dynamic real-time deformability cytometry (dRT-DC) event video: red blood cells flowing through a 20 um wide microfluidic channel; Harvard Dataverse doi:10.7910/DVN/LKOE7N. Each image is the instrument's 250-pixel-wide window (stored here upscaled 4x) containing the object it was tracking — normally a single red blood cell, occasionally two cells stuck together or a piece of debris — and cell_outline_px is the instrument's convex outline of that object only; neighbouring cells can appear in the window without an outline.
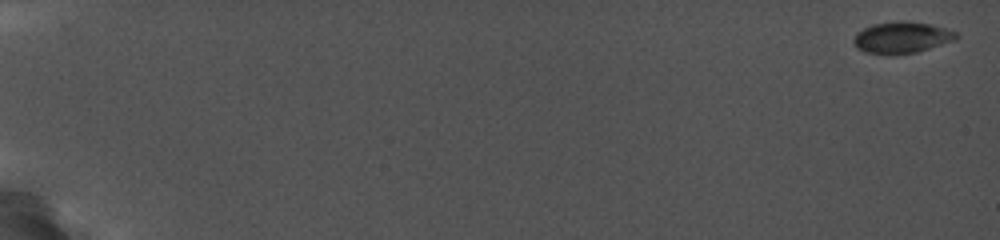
{"species": "common noctule bat (a hibernating species)", "species_latin": "Nyctalus noctula", "temperature_condition": "cold", "stored_images_in_passage": 11, "camera_frame_rate_fps": 5000, "um_per_image_px": 0.085, "animal": {"sex": "female", "body_mass_g": 19.0, "forearm_length_mm": 56.7}, "frame": {"image": 1, "passage_image": 1, "time_ms": 0.0, "image_size_px": [1000, 240], "cell_outline_px": [[960, 36], [956, 40], [916, 52], [864, 52], [856, 48], [852, 40], [856, 32], [872, 24], [900, 20], [904, 20], [932, 24], [956, 32]], "centroid_in_image_um": [76.66, 3.14], "position_along_channel_um": 8.3, "area_um2": 18.5}}
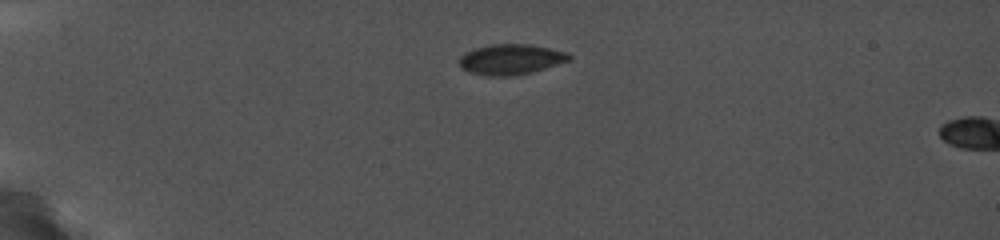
{"frame": {"image": 2, "passage_image": 10, "time_ms": 5.0, "image_size_px": [1000, 240], "cell_outline_px": [[572, 60], [532, 72], [512, 76], [488, 76], [468, 72], [460, 68], [460, 56], [464, 52], [488, 44], [528, 44], [568, 52], [572, 56]], "centroid_in_image_um": [43.42, 5.05], "position_along_channel_um": 41.6, "area_um2": 19.65}}